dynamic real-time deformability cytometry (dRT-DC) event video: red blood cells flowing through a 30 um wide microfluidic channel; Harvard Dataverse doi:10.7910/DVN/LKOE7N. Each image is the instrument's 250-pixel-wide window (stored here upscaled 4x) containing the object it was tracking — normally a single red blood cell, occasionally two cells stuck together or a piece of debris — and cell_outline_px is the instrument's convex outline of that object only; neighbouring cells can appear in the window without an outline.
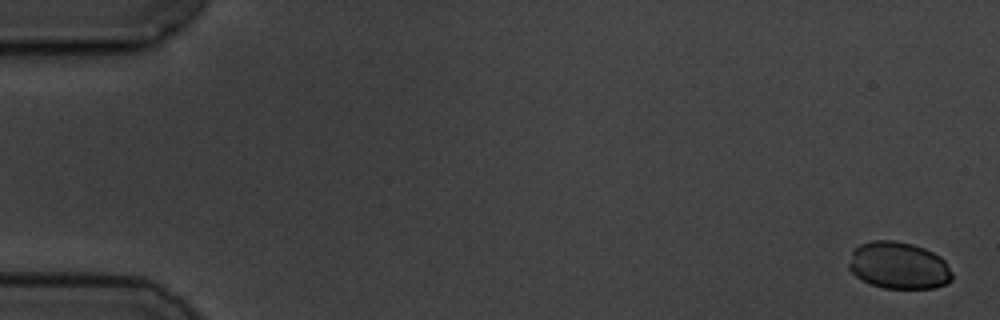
{"species": "common noctule bat (a hibernating species)", "species_latin": "Nyctalus noctula", "temperature_condition": "cold", "stored_images_in_passage": 5, "camera_frame_rate_fps": 3000, "um_per_image_px": 0.085, "animal": {"sex": "male", "body_mass_g": 19.5, "forearm_length_mm": 54.6}, "frame": {"image": 1, "passage_image": 1, "time_ms": 0.0, "image_size_px": [1000, 320], "cell_outline_px": [[952, 280], [936, 288], [884, 288], [872, 284], [856, 276], [848, 268], [848, 264], [852, 252], [860, 244], [872, 240], [896, 240], [912, 244], [924, 248], [940, 256], [944, 260], [952, 272]], "centroid_in_image_um": [76.39, 22.56], "position_along_channel_um": 8.6, "area_um2": 28.26}}